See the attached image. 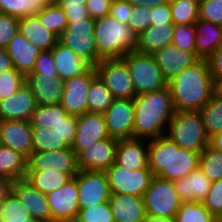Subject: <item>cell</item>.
I'll return each instance as SVG.
<instances>
[{"instance_id": "6125c7cd", "label": "cell", "mask_w": 222, "mask_h": 222, "mask_svg": "<svg viewBox=\"0 0 222 222\" xmlns=\"http://www.w3.org/2000/svg\"><path fill=\"white\" fill-rule=\"evenodd\" d=\"M128 2L135 7L139 6H147L149 8H153L155 6H158L160 4L167 3L168 0H128Z\"/></svg>"}, {"instance_id": "5bb4252c", "label": "cell", "mask_w": 222, "mask_h": 222, "mask_svg": "<svg viewBox=\"0 0 222 222\" xmlns=\"http://www.w3.org/2000/svg\"><path fill=\"white\" fill-rule=\"evenodd\" d=\"M103 116L110 138L117 140L133 138V99H114Z\"/></svg>"}, {"instance_id": "74e56055", "label": "cell", "mask_w": 222, "mask_h": 222, "mask_svg": "<svg viewBox=\"0 0 222 222\" xmlns=\"http://www.w3.org/2000/svg\"><path fill=\"white\" fill-rule=\"evenodd\" d=\"M198 168L211 182L222 179V151L208 144L200 153Z\"/></svg>"}, {"instance_id": "f5cc1de1", "label": "cell", "mask_w": 222, "mask_h": 222, "mask_svg": "<svg viewBox=\"0 0 222 222\" xmlns=\"http://www.w3.org/2000/svg\"><path fill=\"white\" fill-rule=\"evenodd\" d=\"M132 7L128 0H113L109 15L122 24H128Z\"/></svg>"}, {"instance_id": "1f68e13d", "label": "cell", "mask_w": 222, "mask_h": 222, "mask_svg": "<svg viewBox=\"0 0 222 222\" xmlns=\"http://www.w3.org/2000/svg\"><path fill=\"white\" fill-rule=\"evenodd\" d=\"M71 177L58 170L27 171L25 180L40 192L47 194L62 187Z\"/></svg>"}, {"instance_id": "9f6ffc18", "label": "cell", "mask_w": 222, "mask_h": 222, "mask_svg": "<svg viewBox=\"0 0 222 222\" xmlns=\"http://www.w3.org/2000/svg\"><path fill=\"white\" fill-rule=\"evenodd\" d=\"M31 73H57L52 58V50L40 51Z\"/></svg>"}, {"instance_id": "9c48e42d", "label": "cell", "mask_w": 222, "mask_h": 222, "mask_svg": "<svg viewBox=\"0 0 222 222\" xmlns=\"http://www.w3.org/2000/svg\"><path fill=\"white\" fill-rule=\"evenodd\" d=\"M105 173L111 194H128L138 197L144 196L145 191L154 177L149 166L139 170L129 171L116 163L111 165Z\"/></svg>"}, {"instance_id": "680465c9", "label": "cell", "mask_w": 222, "mask_h": 222, "mask_svg": "<svg viewBox=\"0 0 222 222\" xmlns=\"http://www.w3.org/2000/svg\"><path fill=\"white\" fill-rule=\"evenodd\" d=\"M13 183V180L4 176H0V204L12 192Z\"/></svg>"}, {"instance_id": "ba28073f", "label": "cell", "mask_w": 222, "mask_h": 222, "mask_svg": "<svg viewBox=\"0 0 222 222\" xmlns=\"http://www.w3.org/2000/svg\"><path fill=\"white\" fill-rule=\"evenodd\" d=\"M94 24L95 20L90 17L68 23L65 31L59 36V42L96 66L102 59L97 55Z\"/></svg>"}, {"instance_id": "7bdbcfd3", "label": "cell", "mask_w": 222, "mask_h": 222, "mask_svg": "<svg viewBox=\"0 0 222 222\" xmlns=\"http://www.w3.org/2000/svg\"><path fill=\"white\" fill-rule=\"evenodd\" d=\"M171 44L186 52H196L195 25H174Z\"/></svg>"}, {"instance_id": "b9f144b4", "label": "cell", "mask_w": 222, "mask_h": 222, "mask_svg": "<svg viewBox=\"0 0 222 222\" xmlns=\"http://www.w3.org/2000/svg\"><path fill=\"white\" fill-rule=\"evenodd\" d=\"M74 222H115L109 201L87 208H79Z\"/></svg>"}, {"instance_id": "8fae6325", "label": "cell", "mask_w": 222, "mask_h": 222, "mask_svg": "<svg viewBox=\"0 0 222 222\" xmlns=\"http://www.w3.org/2000/svg\"><path fill=\"white\" fill-rule=\"evenodd\" d=\"M52 222H74L78 212L77 175L59 189L46 194Z\"/></svg>"}, {"instance_id": "003e7915", "label": "cell", "mask_w": 222, "mask_h": 222, "mask_svg": "<svg viewBox=\"0 0 222 222\" xmlns=\"http://www.w3.org/2000/svg\"><path fill=\"white\" fill-rule=\"evenodd\" d=\"M214 222H222V218L220 217V216H217L216 218H215V221Z\"/></svg>"}, {"instance_id": "d6986e66", "label": "cell", "mask_w": 222, "mask_h": 222, "mask_svg": "<svg viewBox=\"0 0 222 222\" xmlns=\"http://www.w3.org/2000/svg\"><path fill=\"white\" fill-rule=\"evenodd\" d=\"M12 192L28 210L30 216L39 222H52L46 194L34 188L27 180H15Z\"/></svg>"}, {"instance_id": "bcb514c9", "label": "cell", "mask_w": 222, "mask_h": 222, "mask_svg": "<svg viewBox=\"0 0 222 222\" xmlns=\"http://www.w3.org/2000/svg\"><path fill=\"white\" fill-rule=\"evenodd\" d=\"M152 8L147 6L132 7V13L129 16L128 25L137 35V37L151 26L150 14Z\"/></svg>"}, {"instance_id": "3957f363", "label": "cell", "mask_w": 222, "mask_h": 222, "mask_svg": "<svg viewBox=\"0 0 222 222\" xmlns=\"http://www.w3.org/2000/svg\"><path fill=\"white\" fill-rule=\"evenodd\" d=\"M200 153L179 148L166 135L148 140V166L154 176L176 181L198 169Z\"/></svg>"}, {"instance_id": "11a10c76", "label": "cell", "mask_w": 222, "mask_h": 222, "mask_svg": "<svg viewBox=\"0 0 222 222\" xmlns=\"http://www.w3.org/2000/svg\"><path fill=\"white\" fill-rule=\"evenodd\" d=\"M113 0H87L86 8L90 18L96 20L109 15Z\"/></svg>"}, {"instance_id": "681fc988", "label": "cell", "mask_w": 222, "mask_h": 222, "mask_svg": "<svg viewBox=\"0 0 222 222\" xmlns=\"http://www.w3.org/2000/svg\"><path fill=\"white\" fill-rule=\"evenodd\" d=\"M0 13L16 18L31 16L30 0H0Z\"/></svg>"}, {"instance_id": "816d5d0a", "label": "cell", "mask_w": 222, "mask_h": 222, "mask_svg": "<svg viewBox=\"0 0 222 222\" xmlns=\"http://www.w3.org/2000/svg\"><path fill=\"white\" fill-rule=\"evenodd\" d=\"M78 124V116L68 115L61 123L52 127L70 147L74 143Z\"/></svg>"}, {"instance_id": "f6af8a7d", "label": "cell", "mask_w": 222, "mask_h": 222, "mask_svg": "<svg viewBox=\"0 0 222 222\" xmlns=\"http://www.w3.org/2000/svg\"><path fill=\"white\" fill-rule=\"evenodd\" d=\"M87 0H55V3L65 11L68 23L75 20H84L89 17L87 8Z\"/></svg>"}, {"instance_id": "7dc6e473", "label": "cell", "mask_w": 222, "mask_h": 222, "mask_svg": "<svg viewBox=\"0 0 222 222\" xmlns=\"http://www.w3.org/2000/svg\"><path fill=\"white\" fill-rule=\"evenodd\" d=\"M199 19L222 25V0H200Z\"/></svg>"}, {"instance_id": "7402d4cb", "label": "cell", "mask_w": 222, "mask_h": 222, "mask_svg": "<svg viewBox=\"0 0 222 222\" xmlns=\"http://www.w3.org/2000/svg\"><path fill=\"white\" fill-rule=\"evenodd\" d=\"M153 56L167 82L200 60L196 52H186L172 44L156 51Z\"/></svg>"}, {"instance_id": "277c9868", "label": "cell", "mask_w": 222, "mask_h": 222, "mask_svg": "<svg viewBox=\"0 0 222 222\" xmlns=\"http://www.w3.org/2000/svg\"><path fill=\"white\" fill-rule=\"evenodd\" d=\"M97 55L103 59H122L137 46V35L128 24L110 15L96 19L94 24Z\"/></svg>"}, {"instance_id": "ee69618b", "label": "cell", "mask_w": 222, "mask_h": 222, "mask_svg": "<svg viewBox=\"0 0 222 222\" xmlns=\"http://www.w3.org/2000/svg\"><path fill=\"white\" fill-rule=\"evenodd\" d=\"M26 83V76L16 69L5 70L0 73V100L15 93Z\"/></svg>"}, {"instance_id": "30bf717a", "label": "cell", "mask_w": 222, "mask_h": 222, "mask_svg": "<svg viewBox=\"0 0 222 222\" xmlns=\"http://www.w3.org/2000/svg\"><path fill=\"white\" fill-rule=\"evenodd\" d=\"M94 68L114 99H133L136 96L129 69L122 59H103Z\"/></svg>"}, {"instance_id": "9a60e30c", "label": "cell", "mask_w": 222, "mask_h": 222, "mask_svg": "<svg viewBox=\"0 0 222 222\" xmlns=\"http://www.w3.org/2000/svg\"><path fill=\"white\" fill-rule=\"evenodd\" d=\"M97 76L93 67L86 75L64 81L61 106L68 115L81 116L88 112L87 93L91 81Z\"/></svg>"}, {"instance_id": "83f0119b", "label": "cell", "mask_w": 222, "mask_h": 222, "mask_svg": "<svg viewBox=\"0 0 222 222\" xmlns=\"http://www.w3.org/2000/svg\"><path fill=\"white\" fill-rule=\"evenodd\" d=\"M19 33L40 51L52 50L59 41L53 32L42 25L36 15L19 18Z\"/></svg>"}, {"instance_id": "a7ac6f4b", "label": "cell", "mask_w": 222, "mask_h": 222, "mask_svg": "<svg viewBox=\"0 0 222 222\" xmlns=\"http://www.w3.org/2000/svg\"><path fill=\"white\" fill-rule=\"evenodd\" d=\"M0 222H2V214H1V211H0Z\"/></svg>"}, {"instance_id": "ac0fdd59", "label": "cell", "mask_w": 222, "mask_h": 222, "mask_svg": "<svg viewBox=\"0 0 222 222\" xmlns=\"http://www.w3.org/2000/svg\"><path fill=\"white\" fill-rule=\"evenodd\" d=\"M109 137L103 114L86 112L78 116L76 135L71 148L78 154L92 143Z\"/></svg>"}, {"instance_id": "be15d7a7", "label": "cell", "mask_w": 222, "mask_h": 222, "mask_svg": "<svg viewBox=\"0 0 222 222\" xmlns=\"http://www.w3.org/2000/svg\"><path fill=\"white\" fill-rule=\"evenodd\" d=\"M142 222H176L174 217H160L146 214Z\"/></svg>"}, {"instance_id": "5b68a950", "label": "cell", "mask_w": 222, "mask_h": 222, "mask_svg": "<svg viewBox=\"0 0 222 222\" xmlns=\"http://www.w3.org/2000/svg\"><path fill=\"white\" fill-rule=\"evenodd\" d=\"M166 136L179 147L201 153L210 144L201 113L199 111H175Z\"/></svg>"}, {"instance_id": "8d00e7d4", "label": "cell", "mask_w": 222, "mask_h": 222, "mask_svg": "<svg viewBox=\"0 0 222 222\" xmlns=\"http://www.w3.org/2000/svg\"><path fill=\"white\" fill-rule=\"evenodd\" d=\"M173 25L195 24L199 19L200 0H170Z\"/></svg>"}, {"instance_id": "8992f818", "label": "cell", "mask_w": 222, "mask_h": 222, "mask_svg": "<svg viewBox=\"0 0 222 222\" xmlns=\"http://www.w3.org/2000/svg\"><path fill=\"white\" fill-rule=\"evenodd\" d=\"M122 60L129 69L136 96L168 86L153 54H142L134 50L127 53Z\"/></svg>"}, {"instance_id": "d4e9b609", "label": "cell", "mask_w": 222, "mask_h": 222, "mask_svg": "<svg viewBox=\"0 0 222 222\" xmlns=\"http://www.w3.org/2000/svg\"><path fill=\"white\" fill-rule=\"evenodd\" d=\"M109 204L115 222H142L146 215L143 197L111 194Z\"/></svg>"}, {"instance_id": "2e32d148", "label": "cell", "mask_w": 222, "mask_h": 222, "mask_svg": "<svg viewBox=\"0 0 222 222\" xmlns=\"http://www.w3.org/2000/svg\"><path fill=\"white\" fill-rule=\"evenodd\" d=\"M117 143V139L109 137L80 151L77 154L79 170L105 172L115 163Z\"/></svg>"}, {"instance_id": "52a82bcc", "label": "cell", "mask_w": 222, "mask_h": 222, "mask_svg": "<svg viewBox=\"0 0 222 222\" xmlns=\"http://www.w3.org/2000/svg\"><path fill=\"white\" fill-rule=\"evenodd\" d=\"M145 212L160 217H175L182 200L173 181L154 176L143 196Z\"/></svg>"}, {"instance_id": "e0dca14e", "label": "cell", "mask_w": 222, "mask_h": 222, "mask_svg": "<svg viewBox=\"0 0 222 222\" xmlns=\"http://www.w3.org/2000/svg\"><path fill=\"white\" fill-rule=\"evenodd\" d=\"M26 83L38 105L61 103L64 81L57 76V73H29L26 76Z\"/></svg>"}, {"instance_id": "ffe728a7", "label": "cell", "mask_w": 222, "mask_h": 222, "mask_svg": "<svg viewBox=\"0 0 222 222\" xmlns=\"http://www.w3.org/2000/svg\"><path fill=\"white\" fill-rule=\"evenodd\" d=\"M0 144L10 147L28 158L33 148L30 122L0 120Z\"/></svg>"}, {"instance_id": "94428289", "label": "cell", "mask_w": 222, "mask_h": 222, "mask_svg": "<svg viewBox=\"0 0 222 222\" xmlns=\"http://www.w3.org/2000/svg\"><path fill=\"white\" fill-rule=\"evenodd\" d=\"M31 16L38 15L47 5L55 3V0H30Z\"/></svg>"}, {"instance_id": "7a4b0ae2", "label": "cell", "mask_w": 222, "mask_h": 222, "mask_svg": "<svg viewBox=\"0 0 222 222\" xmlns=\"http://www.w3.org/2000/svg\"><path fill=\"white\" fill-rule=\"evenodd\" d=\"M175 111H200L216 92L206 59L185 68L168 82Z\"/></svg>"}, {"instance_id": "6f0895ef", "label": "cell", "mask_w": 222, "mask_h": 222, "mask_svg": "<svg viewBox=\"0 0 222 222\" xmlns=\"http://www.w3.org/2000/svg\"><path fill=\"white\" fill-rule=\"evenodd\" d=\"M209 72L215 83L222 79V45L216 49L207 59Z\"/></svg>"}, {"instance_id": "d6a6232c", "label": "cell", "mask_w": 222, "mask_h": 222, "mask_svg": "<svg viewBox=\"0 0 222 222\" xmlns=\"http://www.w3.org/2000/svg\"><path fill=\"white\" fill-rule=\"evenodd\" d=\"M33 148L32 152L64 150L70 146L57 134L54 129L44 126H31Z\"/></svg>"}, {"instance_id": "6da1fadb", "label": "cell", "mask_w": 222, "mask_h": 222, "mask_svg": "<svg viewBox=\"0 0 222 222\" xmlns=\"http://www.w3.org/2000/svg\"><path fill=\"white\" fill-rule=\"evenodd\" d=\"M133 103V138L151 140L166 135L168 124L175 113L168 86L137 95L133 98Z\"/></svg>"}, {"instance_id": "4316f807", "label": "cell", "mask_w": 222, "mask_h": 222, "mask_svg": "<svg viewBox=\"0 0 222 222\" xmlns=\"http://www.w3.org/2000/svg\"><path fill=\"white\" fill-rule=\"evenodd\" d=\"M174 184L182 202H203L212 182L198 168L186 177L174 181Z\"/></svg>"}, {"instance_id": "60d3db41", "label": "cell", "mask_w": 222, "mask_h": 222, "mask_svg": "<svg viewBox=\"0 0 222 222\" xmlns=\"http://www.w3.org/2000/svg\"><path fill=\"white\" fill-rule=\"evenodd\" d=\"M174 218L176 222H214L216 217L203 202H182Z\"/></svg>"}, {"instance_id": "f546056e", "label": "cell", "mask_w": 222, "mask_h": 222, "mask_svg": "<svg viewBox=\"0 0 222 222\" xmlns=\"http://www.w3.org/2000/svg\"><path fill=\"white\" fill-rule=\"evenodd\" d=\"M173 35V24L150 26L137 37L135 51L142 54H154L165 46L171 45Z\"/></svg>"}, {"instance_id": "ab89813d", "label": "cell", "mask_w": 222, "mask_h": 222, "mask_svg": "<svg viewBox=\"0 0 222 222\" xmlns=\"http://www.w3.org/2000/svg\"><path fill=\"white\" fill-rule=\"evenodd\" d=\"M36 16L42 25L53 32L58 38L67 28L68 20L65 11L56 3L47 5Z\"/></svg>"}, {"instance_id": "4fadbf2b", "label": "cell", "mask_w": 222, "mask_h": 222, "mask_svg": "<svg viewBox=\"0 0 222 222\" xmlns=\"http://www.w3.org/2000/svg\"><path fill=\"white\" fill-rule=\"evenodd\" d=\"M77 183L79 208L104 203L111 197L105 172L80 170L77 174Z\"/></svg>"}, {"instance_id": "cb8c5ba5", "label": "cell", "mask_w": 222, "mask_h": 222, "mask_svg": "<svg viewBox=\"0 0 222 222\" xmlns=\"http://www.w3.org/2000/svg\"><path fill=\"white\" fill-rule=\"evenodd\" d=\"M52 58L57 76L63 81L79 75H86L94 67L88 60L76 55L59 41L52 49Z\"/></svg>"}, {"instance_id": "836d02e7", "label": "cell", "mask_w": 222, "mask_h": 222, "mask_svg": "<svg viewBox=\"0 0 222 222\" xmlns=\"http://www.w3.org/2000/svg\"><path fill=\"white\" fill-rule=\"evenodd\" d=\"M114 98L110 90L96 76L89 86L87 93L88 112L90 113H104L112 104Z\"/></svg>"}, {"instance_id": "e575fe53", "label": "cell", "mask_w": 222, "mask_h": 222, "mask_svg": "<svg viewBox=\"0 0 222 222\" xmlns=\"http://www.w3.org/2000/svg\"><path fill=\"white\" fill-rule=\"evenodd\" d=\"M199 112L209 137L222 131V96L220 94L215 92Z\"/></svg>"}, {"instance_id": "44dd1931", "label": "cell", "mask_w": 222, "mask_h": 222, "mask_svg": "<svg viewBox=\"0 0 222 222\" xmlns=\"http://www.w3.org/2000/svg\"><path fill=\"white\" fill-rule=\"evenodd\" d=\"M36 99L27 83L4 100H0V120L29 121L35 108Z\"/></svg>"}, {"instance_id": "03108f58", "label": "cell", "mask_w": 222, "mask_h": 222, "mask_svg": "<svg viewBox=\"0 0 222 222\" xmlns=\"http://www.w3.org/2000/svg\"><path fill=\"white\" fill-rule=\"evenodd\" d=\"M216 92L222 96V79L216 83Z\"/></svg>"}, {"instance_id": "f35d334b", "label": "cell", "mask_w": 222, "mask_h": 222, "mask_svg": "<svg viewBox=\"0 0 222 222\" xmlns=\"http://www.w3.org/2000/svg\"><path fill=\"white\" fill-rule=\"evenodd\" d=\"M0 211L2 222H39L30 216L28 210L13 192L0 204Z\"/></svg>"}, {"instance_id": "603a6c76", "label": "cell", "mask_w": 222, "mask_h": 222, "mask_svg": "<svg viewBox=\"0 0 222 222\" xmlns=\"http://www.w3.org/2000/svg\"><path fill=\"white\" fill-rule=\"evenodd\" d=\"M115 163L129 171L148 166V140L127 138L118 140Z\"/></svg>"}, {"instance_id": "f1b7e54d", "label": "cell", "mask_w": 222, "mask_h": 222, "mask_svg": "<svg viewBox=\"0 0 222 222\" xmlns=\"http://www.w3.org/2000/svg\"><path fill=\"white\" fill-rule=\"evenodd\" d=\"M196 28V55L207 59L222 45V25L198 19Z\"/></svg>"}, {"instance_id": "91938a15", "label": "cell", "mask_w": 222, "mask_h": 222, "mask_svg": "<svg viewBox=\"0 0 222 222\" xmlns=\"http://www.w3.org/2000/svg\"><path fill=\"white\" fill-rule=\"evenodd\" d=\"M15 69L8 52L4 48H0V73L5 70Z\"/></svg>"}, {"instance_id": "c3c4849f", "label": "cell", "mask_w": 222, "mask_h": 222, "mask_svg": "<svg viewBox=\"0 0 222 222\" xmlns=\"http://www.w3.org/2000/svg\"><path fill=\"white\" fill-rule=\"evenodd\" d=\"M19 32V18L0 13V48L6 49Z\"/></svg>"}, {"instance_id": "7c38bea8", "label": "cell", "mask_w": 222, "mask_h": 222, "mask_svg": "<svg viewBox=\"0 0 222 222\" xmlns=\"http://www.w3.org/2000/svg\"><path fill=\"white\" fill-rule=\"evenodd\" d=\"M58 170L67 173L71 178L80 171L77 165V154L70 147L64 150L32 152L27 158V171Z\"/></svg>"}, {"instance_id": "e7e4bbea", "label": "cell", "mask_w": 222, "mask_h": 222, "mask_svg": "<svg viewBox=\"0 0 222 222\" xmlns=\"http://www.w3.org/2000/svg\"><path fill=\"white\" fill-rule=\"evenodd\" d=\"M210 145L216 150L222 151V131L210 137Z\"/></svg>"}, {"instance_id": "484cf974", "label": "cell", "mask_w": 222, "mask_h": 222, "mask_svg": "<svg viewBox=\"0 0 222 222\" xmlns=\"http://www.w3.org/2000/svg\"><path fill=\"white\" fill-rule=\"evenodd\" d=\"M6 50L12 60L13 67L16 70L25 76L33 71L40 50L29 42L22 34L18 32L9 42Z\"/></svg>"}, {"instance_id": "4dcf8cb0", "label": "cell", "mask_w": 222, "mask_h": 222, "mask_svg": "<svg viewBox=\"0 0 222 222\" xmlns=\"http://www.w3.org/2000/svg\"><path fill=\"white\" fill-rule=\"evenodd\" d=\"M27 158L10 147L0 144V176L13 181L25 179Z\"/></svg>"}, {"instance_id": "f907efd6", "label": "cell", "mask_w": 222, "mask_h": 222, "mask_svg": "<svg viewBox=\"0 0 222 222\" xmlns=\"http://www.w3.org/2000/svg\"><path fill=\"white\" fill-rule=\"evenodd\" d=\"M203 204L215 217L222 214V179L212 182Z\"/></svg>"}, {"instance_id": "db71d44e", "label": "cell", "mask_w": 222, "mask_h": 222, "mask_svg": "<svg viewBox=\"0 0 222 222\" xmlns=\"http://www.w3.org/2000/svg\"><path fill=\"white\" fill-rule=\"evenodd\" d=\"M150 20L151 26L173 24L170 2L153 7Z\"/></svg>"}, {"instance_id": "d590c367", "label": "cell", "mask_w": 222, "mask_h": 222, "mask_svg": "<svg viewBox=\"0 0 222 222\" xmlns=\"http://www.w3.org/2000/svg\"><path fill=\"white\" fill-rule=\"evenodd\" d=\"M68 116L61 104L37 105L29 120L31 126H44L48 129L58 125Z\"/></svg>"}]
</instances>
